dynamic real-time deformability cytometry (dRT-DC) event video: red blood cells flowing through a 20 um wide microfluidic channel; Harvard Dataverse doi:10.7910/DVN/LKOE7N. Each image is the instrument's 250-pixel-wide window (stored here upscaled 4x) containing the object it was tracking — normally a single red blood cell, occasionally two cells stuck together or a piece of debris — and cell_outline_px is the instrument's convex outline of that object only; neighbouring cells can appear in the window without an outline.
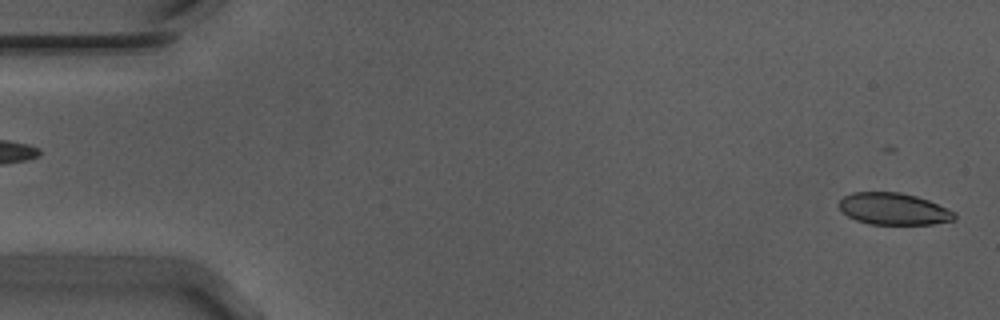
{"species": "Egyptian fruit bat (a non-hibernating species)", "species_latin": "Rousettus aegyptiacus", "temperature_condition": "warm", "stored_images_in_passage": 55, "camera_frame_rate_fps": 3000, "um_per_image_px": 0.085, "animal": {"sex": "male"}, "frame": {"image": 1, "passage_image": 1, "time_ms": 0.0, "image_size_px": [1000, 320], "cell_outline_px": [[956, 220], [932, 224], [868, 224], [856, 220], [848, 216], [840, 208], [840, 200], [844, 196], [852, 192], [900, 192], [916, 196], [928, 200], [956, 212]], "centroid_in_image_um": [75.98, 17.76], "position_along_channel_um": 9.0, "area_um2": 21.39}}
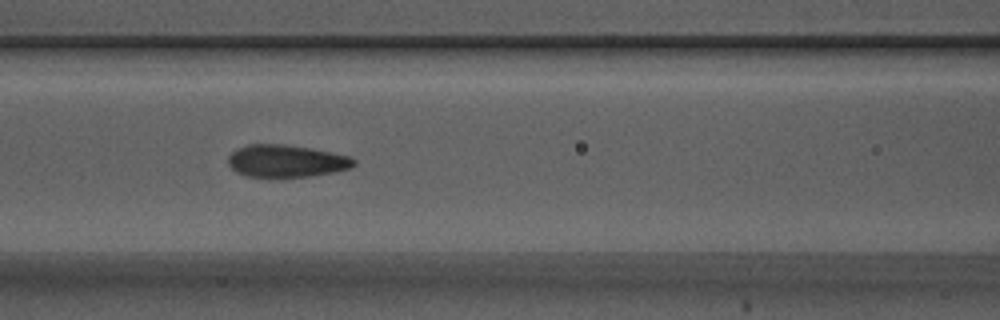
{"frame": {"image": 2, "passage_image": 23, "time_ms": 7.333, "image_size_px": [1000, 320], "cell_outline_px": [[356, 164], [352, 168], [332, 172], [308, 176], [248, 176], [236, 172], [228, 164], [228, 156], [232, 152], [248, 144], [284, 144], [312, 148], [348, 156], [356, 160]], "centroid_in_image_um": [24.34, 13.67], "position_along_channel_um": 142.3, "area_um2": 23.41}}
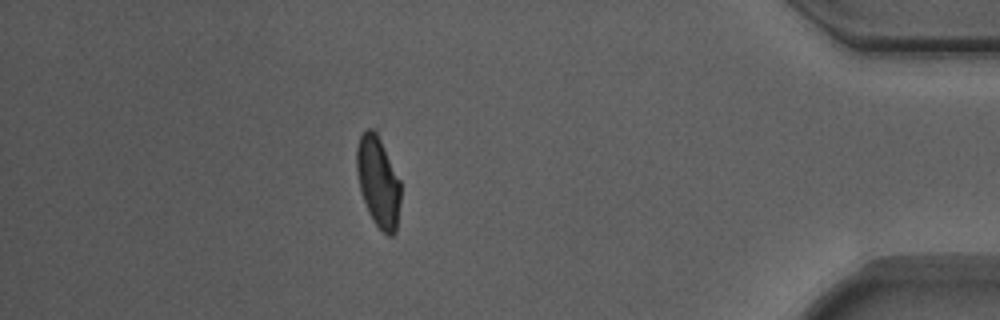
{"frame": {"image": 3, "passage_image": 48, "time_ms": 15.667, "image_size_px": [1000, 320], "cell_outline_px": [[400, 200], [396, 232], [392, 236], [388, 236], [372, 220], [368, 212], [360, 188], [356, 172], [356, 148], [360, 136], [368, 128], [372, 128], [376, 132], [400, 180]], "centroid_in_image_um": [32.14, 15.46], "position_along_channel_um": 403.1, "area_um2": 22.95}, "authors_computed_cell_mechanics": {"area_um2": 23.8136, "velocity_mm_per_s": 3.7013, "shape_relaxation_time_tau1_ms": 3.5084, "shape_relaxation_time_tau2_ms": 1.1229, "deformation_change_tau1": 0.1499, "deformation_change_tau2": 0.06}}